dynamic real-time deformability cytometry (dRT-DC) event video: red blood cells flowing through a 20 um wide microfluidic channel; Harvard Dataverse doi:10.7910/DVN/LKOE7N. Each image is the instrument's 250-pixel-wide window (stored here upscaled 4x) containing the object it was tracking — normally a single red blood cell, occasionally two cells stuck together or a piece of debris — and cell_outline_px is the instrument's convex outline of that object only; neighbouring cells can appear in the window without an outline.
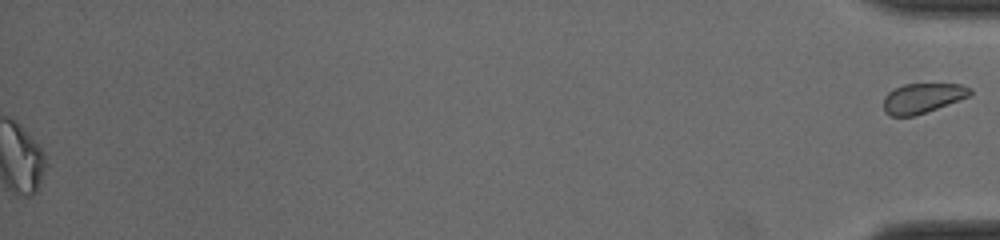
{"species": "common noctule bat (a hibernating species)", "species_latin": "Nyctalus noctula", "temperature_condition": "cold", "stored_images_in_passage": 50, "segment_of_instrument_passage": [2, 2], "camera_frame_rate_fps": 3000, "um_per_image_px": 0.085, "animal": {"sex": "male", "body_mass_g": 19.0, "forearm_length_mm": 50.8}, "frame": {"image": 1, "passage_image": 50, "time_ms": 16.333, "image_size_px": [1000, 240], "cell_outline_px": [[972, 96], [912, 116], [892, 116], [884, 112], [884, 96], [888, 92], [904, 84], [960, 84], [972, 88]], "centroid_in_image_um": [78.44, 8.33], "position_along_channel_um": 356.8, "area_um2": 14.97}}